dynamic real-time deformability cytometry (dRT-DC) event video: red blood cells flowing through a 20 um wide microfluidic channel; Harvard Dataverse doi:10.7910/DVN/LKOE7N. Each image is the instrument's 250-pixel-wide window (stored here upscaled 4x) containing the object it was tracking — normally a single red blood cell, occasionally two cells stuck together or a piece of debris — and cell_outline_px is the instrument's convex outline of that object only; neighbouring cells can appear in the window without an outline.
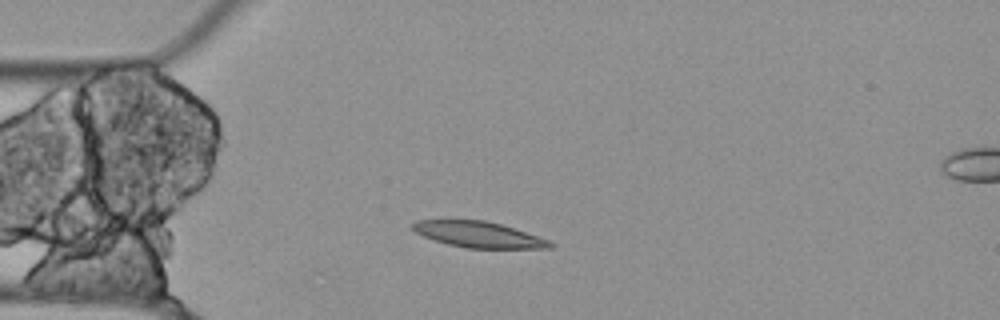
{"species": "Egyptian fruit bat (a non-hibernating species)", "species_latin": "Rousettus aegyptiacus", "temperature_condition": "cold", "stored_images_in_passage": 13, "camera_frame_rate_fps": 3000, "um_per_image_px": 0.085, "animal": {"sex": "female"}, "frame": {"image": 1, "passage_image": 7, "time_ms": 2.0, "image_size_px": [1000, 320], "cell_outline_px": [[556, 244], [552, 248], [464, 248], [448, 244], [424, 236], [416, 232], [412, 228], [412, 224], [416, 220], [484, 220], [500, 224], [548, 240]], "centroid_in_image_um": [40.67, 19.94], "position_along_channel_um": 44.3, "area_um2": 20.4}}
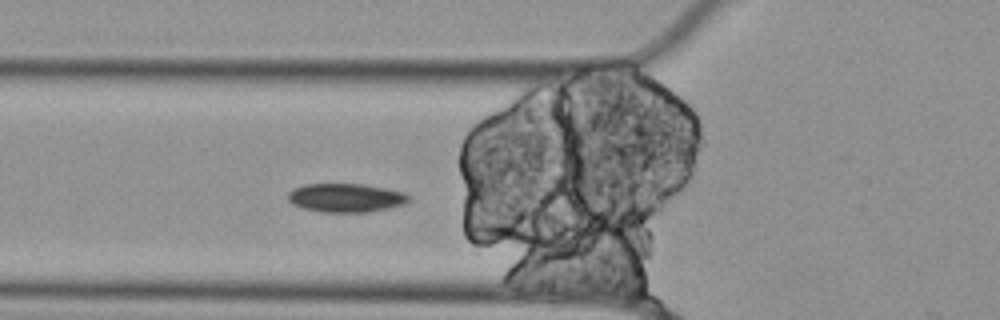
{"frame": {"image": 2, "passage_image": 12, "time_ms": 3.667, "image_size_px": [1000, 320], "cell_outline_px": [[412, 196], [404, 204], [388, 208], [368, 212], [324, 212], [304, 208], [292, 204], [288, 200], [288, 192], [292, 188], [304, 184], [364, 184], [404, 192]], "centroid_in_image_um": [29.39, 16.8], "position_along_channel_um": 96.4, "area_um2": 20.23}}